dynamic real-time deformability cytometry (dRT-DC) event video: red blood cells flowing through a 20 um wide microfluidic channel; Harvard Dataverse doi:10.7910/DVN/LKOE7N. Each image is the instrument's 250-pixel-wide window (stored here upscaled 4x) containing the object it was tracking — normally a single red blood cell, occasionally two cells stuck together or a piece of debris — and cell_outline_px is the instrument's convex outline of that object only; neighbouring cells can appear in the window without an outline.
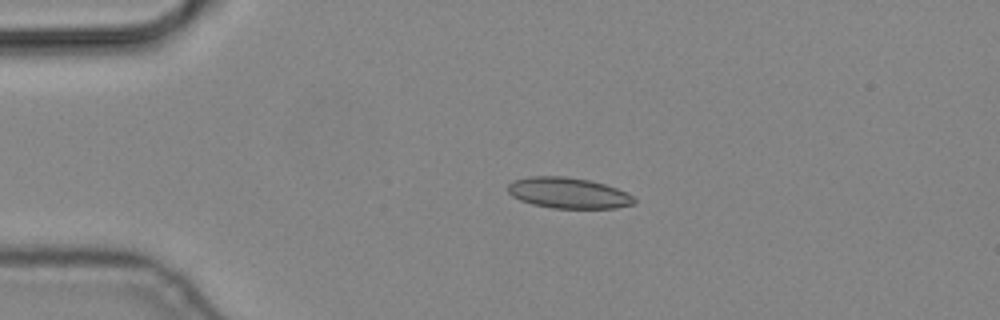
{"species": "common noctule bat (a hibernating species)", "species_latin": "Nyctalus noctula", "temperature_condition": "cold", "stored_images_in_passage": 4, "camera_frame_rate_fps": 3000, "um_per_image_px": 0.085, "animal": {"sex": "male", "body_mass_g": 19.2, "forearm_length_mm": 51.8}, "frame": {"image": 1, "passage_image": 3, "time_ms": 0.667, "image_size_px": [1000, 320], "cell_outline_px": [[636, 200], [632, 204], [616, 208], [552, 208], [532, 204], [520, 200], [512, 196], [508, 192], [508, 184], [512, 180], [532, 176], [564, 176], [588, 180], [604, 184], [616, 188], [632, 196]], "centroid_in_image_um": [48.26, 16.4], "position_along_channel_um": 36.7, "area_um2": 22.54}}